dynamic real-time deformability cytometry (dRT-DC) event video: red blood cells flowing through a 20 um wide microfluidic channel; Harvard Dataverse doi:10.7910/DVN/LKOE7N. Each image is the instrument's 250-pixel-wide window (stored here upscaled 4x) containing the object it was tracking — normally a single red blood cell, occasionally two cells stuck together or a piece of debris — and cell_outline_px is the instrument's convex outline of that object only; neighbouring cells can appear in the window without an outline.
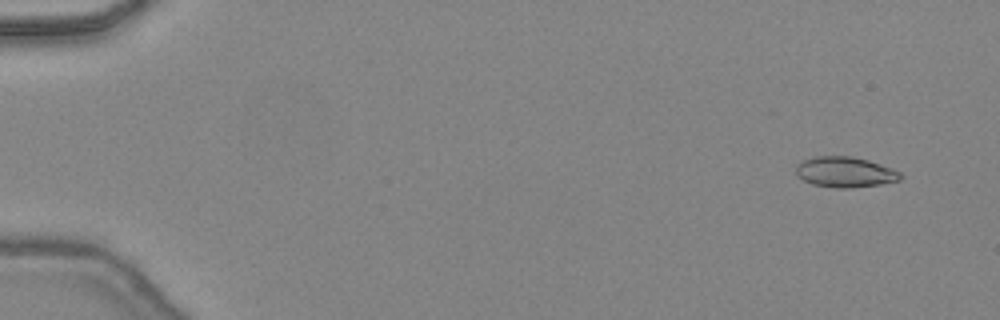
{"species": "common noctule bat (a hibernating species)", "species_latin": "Nyctalus noctula", "temperature_condition": "warm", "stored_images_in_passage": 45, "camera_frame_rate_fps": 3000, "um_per_image_px": 0.085, "animal": {"sex": "female", "body_mass_g": 24.6, "forearm_length_mm": 56.2}, "frame": {"image": 1, "passage_image": 1, "time_ms": 0.0, "image_size_px": [1000, 320], "cell_outline_px": [[904, 176], [900, 180], [880, 184], [852, 188], [832, 188], [812, 184], [796, 176], [796, 164], [804, 160], [816, 156], [852, 156], [868, 160], [892, 168], [900, 172]], "centroid_in_image_um": [71.83, 14.63], "position_along_channel_um": 13.2, "area_um2": 18.73}}
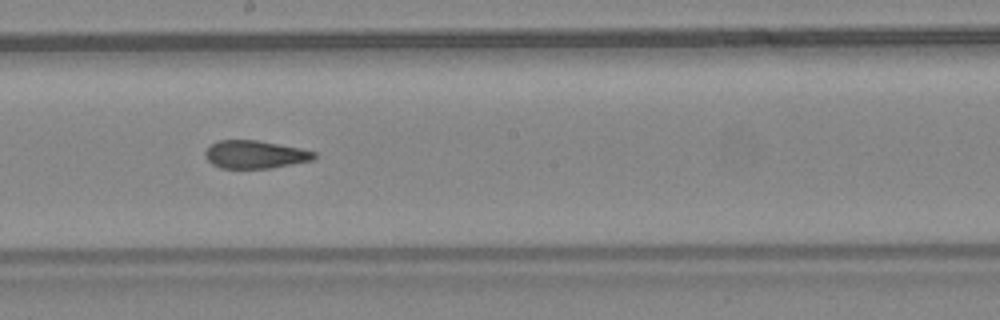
{"frame": {"image": 2, "passage_image": 25, "time_ms": 8.0, "image_size_px": [1000, 320], "cell_outline_px": [[316, 156], [312, 160], [272, 168], [220, 168], [212, 164], [204, 156], [204, 152], [216, 140], [256, 140], [300, 148], [316, 152]], "centroid_in_image_um": [21.66, 13.13], "position_along_channel_um": 226.5, "area_um2": 17.69}}
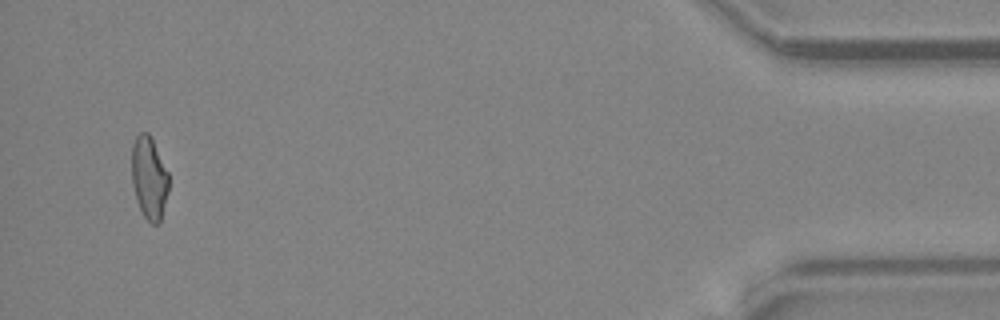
{"frame": {"image": 3, "passage_image": 43, "time_ms": 14.0, "image_size_px": [1000, 320], "cell_outline_px": [[168, 192], [160, 224], [152, 224], [144, 216], [136, 200], [132, 184], [132, 144], [136, 136], [140, 132], [148, 132], [168, 172]], "centroid_in_image_um": [12.67, 15.14], "position_along_channel_um": 422.5, "area_um2": 17.74}, "authors_computed_cell_mechanics": {"area_um2": 18.5538, "velocity_mm_per_s": 4.5018, "shape_relaxation_time_tau1_ms": null, "shape_relaxation_time_tau2_ms": 1.2231, "deformation_change_tau1": null, "deformation_change_tau2": 0.0957}}